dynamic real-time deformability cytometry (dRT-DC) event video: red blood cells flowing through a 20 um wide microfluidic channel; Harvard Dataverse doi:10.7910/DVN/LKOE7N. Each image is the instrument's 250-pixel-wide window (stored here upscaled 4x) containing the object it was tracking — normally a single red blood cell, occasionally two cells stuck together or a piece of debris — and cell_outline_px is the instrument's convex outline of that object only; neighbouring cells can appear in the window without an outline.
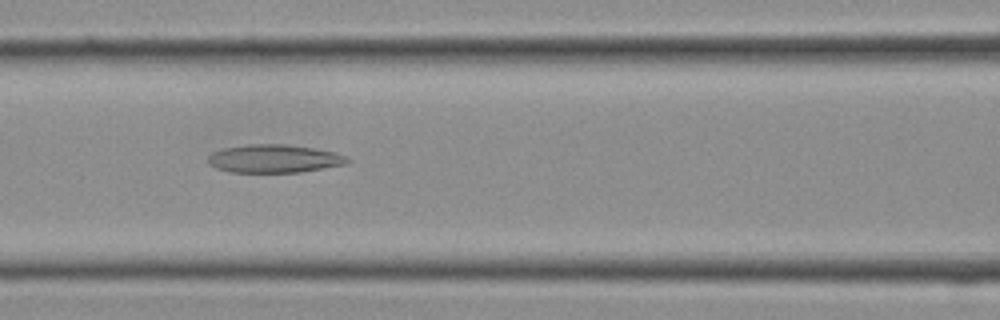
{"species": "Egyptian fruit bat (a non-hibernating species)", "species_latin": "Rousettus aegyptiacus", "temperature_condition": "cold", "stored_images_in_passage": 28, "segment_of_instrument_passage": [1, 2], "camera_frame_rate_fps": 3000, "um_per_image_px": 0.085, "frame": {"image": 1, "passage_image": 11, "time_ms": 3.333, "image_size_px": [1000, 320], "cell_outline_px": [[352, 160], [348, 164], [300, 172], [232, 172], [216, 168], [208, 164], [208, 156], [212, 152], [224, 148], [248, 144], [284, 144], [316, 148], [336, 152], [348, 156]], "centroid_in_image_um": [23.36, 13.48], "position_along_channel_um": 143.2, "area_um2": 23.12}}
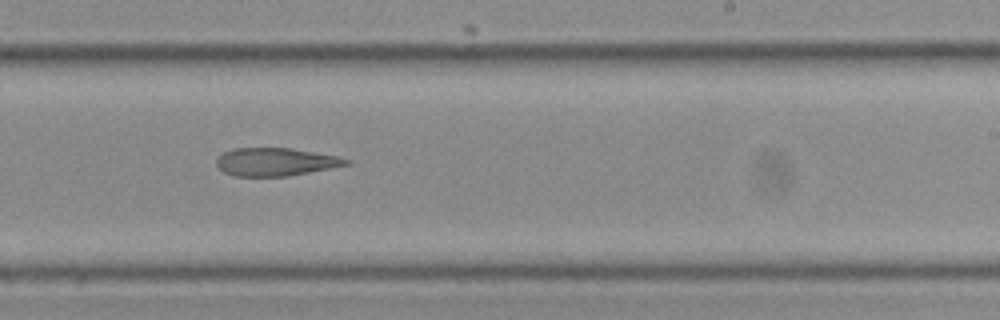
{"frame": {"image": 2, "passage_image": 16, "time_ms": 5.0, "image_size_px": [1000, 320], "cell_outline_px": [[352, 164], [332, 168], [288, 176], [236, 176], [224, 172], [216, 164], [216, 160], [224, 152], [232, 148], [292, 148], [336, 156], [352, 160]], "centroid_in_image_um": [23.46, 13.76], "position_along_channel_um": 265.5, "area_um2": 21.15}}
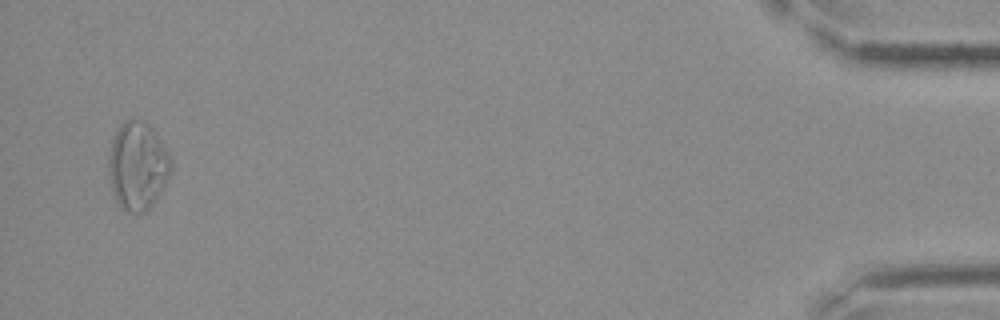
{"frame": {"image": 3, "passage_image": 26, "time_ms": 8.333, "image_size_px": [1000, 320], "cell_outline_px": [[172, 172], [168, 180], [156, 200], [144, 212], [128, 212], [116, 200], [112, 192], [108, 176], [108, 164], [112, 140], [120, 124], [124, 120], [140, 120], [148, 124], [152, 128], [168, 152], [172, 160]], "centroid_in_image_um": [11.71, 14.1], "position_along_channel_um": 423.5, "area_um2": 31.96}}